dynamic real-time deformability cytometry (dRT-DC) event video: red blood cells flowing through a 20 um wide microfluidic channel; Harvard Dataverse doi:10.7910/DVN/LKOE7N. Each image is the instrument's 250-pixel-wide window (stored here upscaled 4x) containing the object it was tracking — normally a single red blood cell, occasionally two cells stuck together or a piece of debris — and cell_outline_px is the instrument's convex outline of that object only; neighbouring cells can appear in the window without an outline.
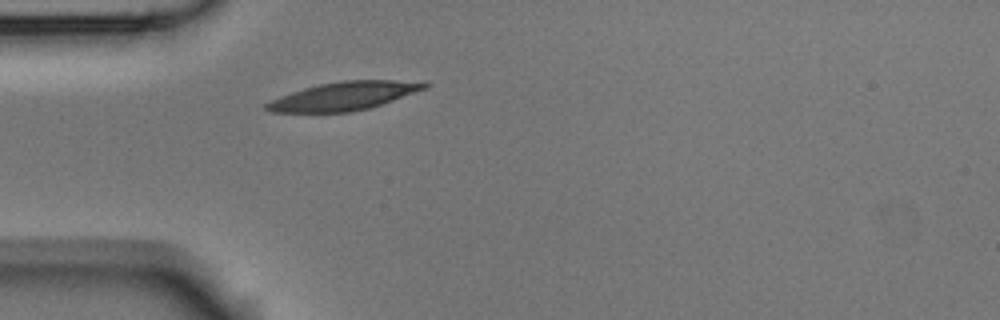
{"species": "Egyptian fruit bat (a non-hibernating species)", "species_latin": "Rousettus aegyptiacus", "temperature_condition": "room temperature", "stored_images_in_passage": 1, "camera_frame_rate_fps": 3000, "um_per_image_px": 0.085, "animal": {"sex": "male"}, "frame": {"image": 1, "passage_image": 1, "time_ms": 0.0, "image_size_px": [1000, 320], "cell_outline_px": [[432, 84], [428, 88], [368, 108], [352, 112], [272, 112], [264, 108], [264, 104], [280, 96], [304, 88], [320, 84], [344, 80], [424, 80]], "centroid_in_image_um": [29.31, 8.14], "position_along_channel_um": 55.7, "area_um2": 26.13}}